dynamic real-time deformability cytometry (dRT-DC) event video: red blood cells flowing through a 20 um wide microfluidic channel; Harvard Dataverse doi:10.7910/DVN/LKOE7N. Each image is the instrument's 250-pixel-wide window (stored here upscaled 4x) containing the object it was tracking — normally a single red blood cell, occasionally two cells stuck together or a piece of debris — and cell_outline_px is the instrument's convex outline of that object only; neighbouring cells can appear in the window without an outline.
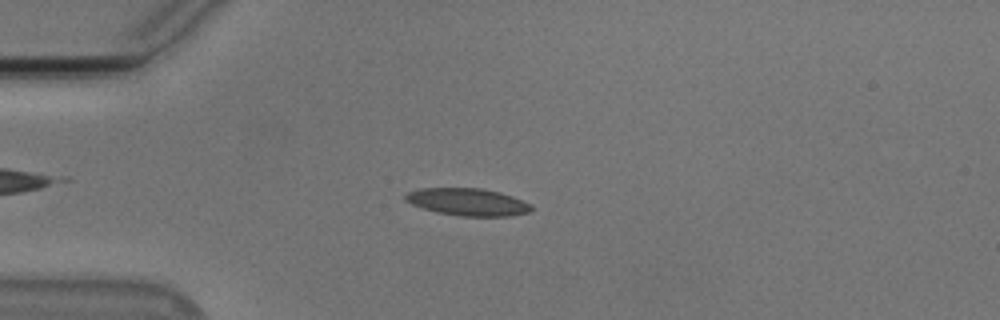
{"species": "Egyptian fruit bat (a non-hibernating species)", "species_latin": "Rousettus aegyptiacus", "temperature_condition": "cold", "stored_images_in_passage": 54, "camera_frame_rate_fps": 3000, "um_per_image_px": 0.085, "animal": {"sex": "male"}, "frame": {"image": 1, "passage_image": 14, "time_ms": 4.333, "image_size_px": [1000, 320], "cell_outline_px": [[536, 208], [532, 212], [512, 216], [460, 216], [436, 212], [412, 204], [404, 200], [404, 196], [408, 192], [416, 188], [484, 188], [500, 192], [512, 196], [532, 204]], "centroid_in_image_um": [39.81, 17.17], "position_along_channel_um": 45.2, "area_um2": 20.4}}
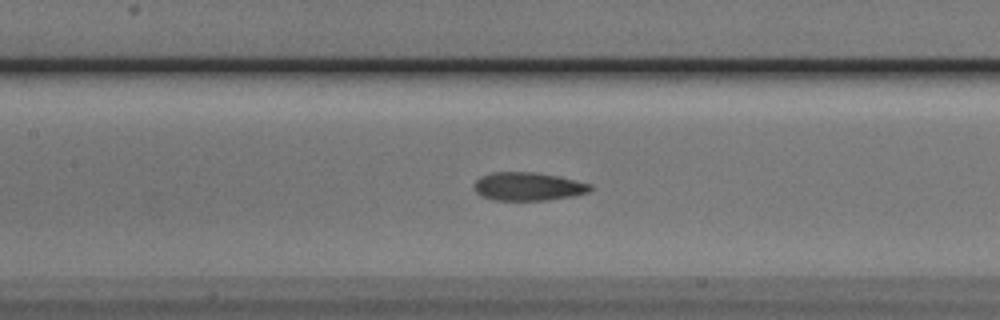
{"frame": {"image": 2, "passage_image": 25, "time_ms": 8.0, "image_size_px": [1000, 320], "cell_outline_px": [[592, 188], [588, 192], [572, 196], [544, 200], [496, 200], [480, 196], [476, 192], [476, 180], [480, 176], [492, 172], [532, 172], [556, 176], [592, 184]], "centroid_in_image_um": [44.87, 15.85], "position_along_channel_um": 162.5, "area_um2": 18.9}}
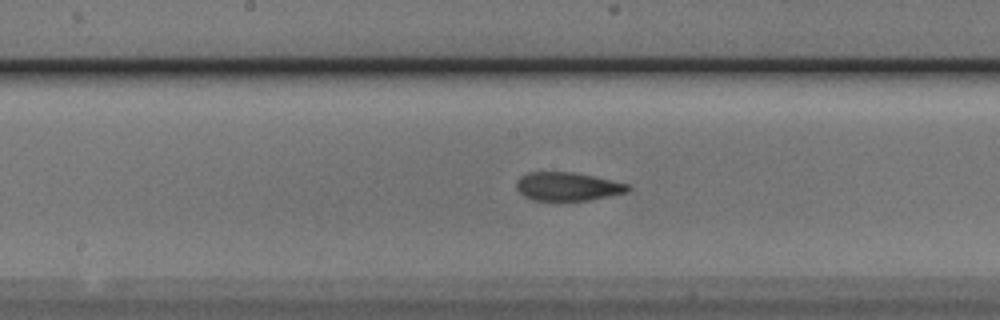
{"frame": {"image": 3, "passage_image": 28, "time_ms": 9.0, "image_size_px": [1000, 320], "cell_outline_px": [[632, 188], [624, 192], [608, 196], [588, 200], [556, 204], [532, 200], [524, 196], [516, 188], [516, 180], [520, 176], [528, 172], [572, 172], [592, 176], [628, 184]], "centroid_in_image_um": [48.16, 15.9], "position_along_channel_um": 200.0, "area_um2": 19.07}, "authors_computed_cell_mechanics": {"area_um2": 19.1896, "velocity_mm_per_s": 3.7582, "shape_relaxation_time_tau1_ms": 3.8833, "shape_relaxation_time_tau2_ms": 0.9368, "deformation_change_tau1": 0.152, "deformation_change_tau2": 0.0763}}